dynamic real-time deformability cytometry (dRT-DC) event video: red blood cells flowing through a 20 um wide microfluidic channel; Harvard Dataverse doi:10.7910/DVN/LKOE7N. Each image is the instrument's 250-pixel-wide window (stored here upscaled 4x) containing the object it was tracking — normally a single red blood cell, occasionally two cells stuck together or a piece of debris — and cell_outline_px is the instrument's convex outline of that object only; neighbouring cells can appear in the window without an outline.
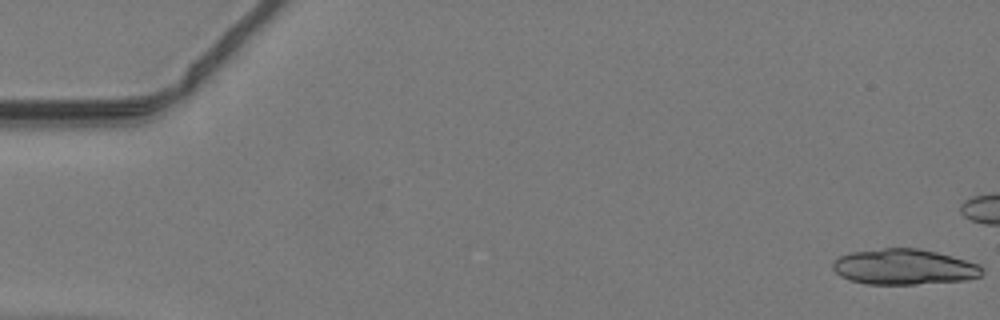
{"species": "common noctule bat (a hibernating species)", "species_latin": "Nyctalus noctula", "temperature_condition": "warm", "stored_images_in_passage": 39, "camera_frame_rate_fps": 3000, "um_per_image_px": 0.085, "animal": {"sex": "male", "body_mass_g": 19.2, "forearm_length_mm": 51.8}, "frame": {"image": 1, "passage_image": 1, "time_ms": 0.0, "image_size_px": [1000, 320], "cell_outline_px": [[984, 272], [980, 276], [968, 280], [916, 284], [864, 284], [848, 280], [840, 276], [832, 268], [832, 264], [840, 256], [848, 252], [884, 248], [920, 248], [952, 256], [980, 264], [984, 268]], "centroid_in_image_um": [76.86, 22.69], "position_along_channel_um": 8.1, "area_um2": 31.27}}